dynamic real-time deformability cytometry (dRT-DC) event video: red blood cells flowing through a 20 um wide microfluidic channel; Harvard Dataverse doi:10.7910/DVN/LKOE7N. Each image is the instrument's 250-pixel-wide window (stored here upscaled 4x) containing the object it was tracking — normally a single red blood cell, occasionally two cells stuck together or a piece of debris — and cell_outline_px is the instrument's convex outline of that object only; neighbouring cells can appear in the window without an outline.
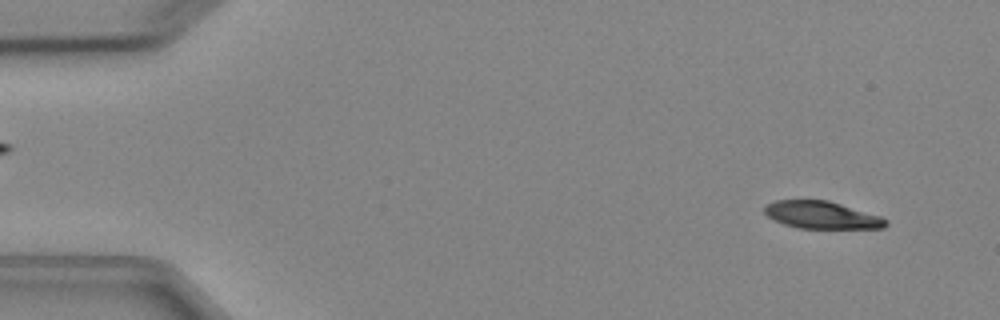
{"species": "Egyptian fruit bat (a non-hibernating species)", "species_latin": "Rousettus aegyptiacus", "temperature_condition": "cold", "stored_images_in_passage": 4, "camera_frame_rate_fps": 3000, "um_per_image_px": 0.085, "animal": {"sex": "female"}, "frame": {"image": 1, "passage_image": 1, "time_ms": 0.0, "image_size_px": [1000, 320], "cell_outline_px": [[888, 224], [884, 228], [796, 228], [784, 224], [768, 216], [764, 212], [764, 208], [768, 204], [776, 200], [828, 200], [880, 216], [888, 220]], "centroid_in_image_um": [69.86, 18.28], "position_along_channel_um": 15.1, "area_um2": 19.19}}
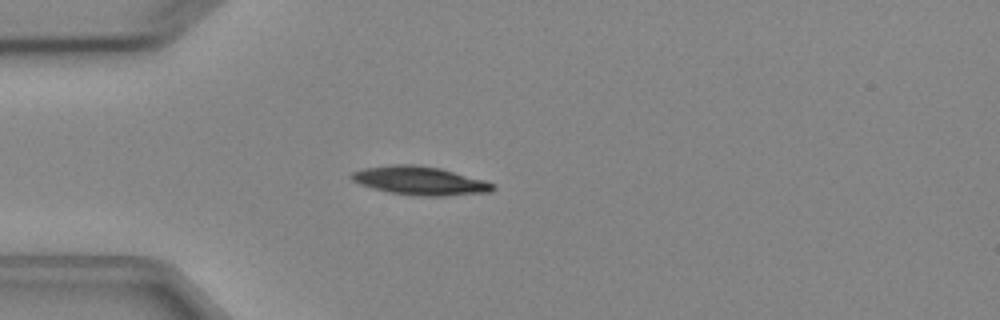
{"frame": {"image": 2, "passage_image": 3, "time_ms": 3.333, "image_size_px": [1000, 320], "cell_outline_px": [[496, 188], [492, 192], [444, 196], [420, 196], [388, 192], [372, 188], [360, 184], [352, 180], [348, 176], [352, 172], [364, 168], [392, 164], [412, 164], [440, 168], [484, 180], [496, 184]], "centroid_in_image_um": [35.7, 15.36], "position_along_channel_um": 49.3, "area_um2": 23.64}}